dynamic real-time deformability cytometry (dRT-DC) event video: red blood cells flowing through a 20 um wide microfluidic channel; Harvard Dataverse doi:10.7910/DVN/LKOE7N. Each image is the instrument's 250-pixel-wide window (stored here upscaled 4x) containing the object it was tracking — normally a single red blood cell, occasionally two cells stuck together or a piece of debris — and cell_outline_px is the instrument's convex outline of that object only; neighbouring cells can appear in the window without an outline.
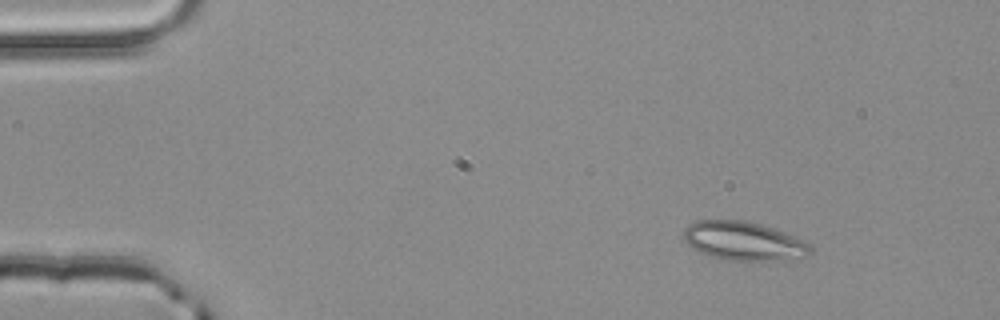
{"species": "common noctule bat (a hibernating species)", "species_latin": "Nyctalus noctula", "temperature_condition": "room temperature", "stored_images_in_passage": 3, "camera_frame_rate_fps": 3000, "um_per_image_px": 0.085, "animal": {"sex": "male", "body_mass_g": 20.4}, "frame": {"image": 1, "passage_image": 1, "time_ms": 0.0, "image_size_px": [1000, 320], "cell_outline_px": [[812, 252], [804, 256], [784, 260], [720, 260], [708, 256], [692, 248], [684, 240], [684, 228], [688, 224], [696, 220], [744, 220], [760, 224], [772, 228], [804, 240], [812, 248]], "centroid_in_image_um": [63.16, 20.49], "position_along_channel_um": 21.8, "area_um2": 28.67}}